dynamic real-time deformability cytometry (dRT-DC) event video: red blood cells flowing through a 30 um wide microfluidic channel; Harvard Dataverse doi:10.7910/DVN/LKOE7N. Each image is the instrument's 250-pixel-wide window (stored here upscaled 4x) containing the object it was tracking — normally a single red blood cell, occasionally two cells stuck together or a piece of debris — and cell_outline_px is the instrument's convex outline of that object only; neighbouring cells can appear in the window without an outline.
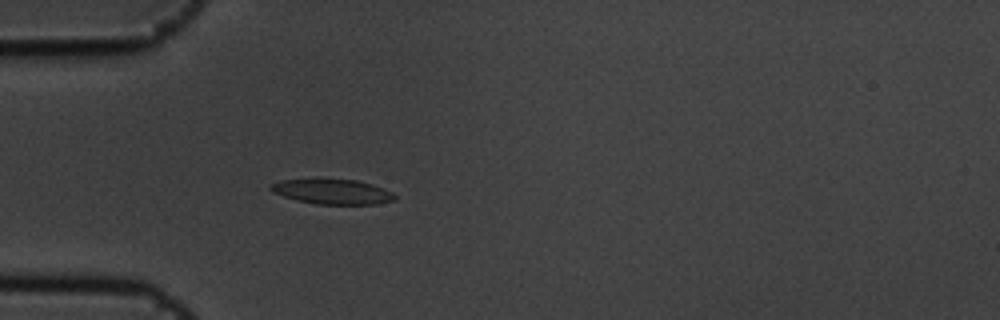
{"species": "common noctule bat (a hibernating species)", "species_latin": "Nyctalus noctula", "temperature_condition": "cold", "stored_images_in_passage": 2, "camera_frame_rate_fps": 3000, "um_per_image_px": 0.085, "animal": {"sex": "male", "body_mass_g": 19.5, "forearm_length_mm": 54.6}, "frame": {"image": 1, "passage_image": 2, "time_ms": 0.333, "image_size_px": [1000, 320], "cell_outline_px": [[396, 200], [376, 204], [316, 204], [296, 200], [272, 192], [268, 188], [272, 184], [280, 180], [312, 176], [320, 176], [356, 180], [372, 184], [392, 192], [396, 196]], "centroid_in_image_um": [28.19, 16.23], "position_along_channel_um": 56.8, "area_um2": 18.96}}